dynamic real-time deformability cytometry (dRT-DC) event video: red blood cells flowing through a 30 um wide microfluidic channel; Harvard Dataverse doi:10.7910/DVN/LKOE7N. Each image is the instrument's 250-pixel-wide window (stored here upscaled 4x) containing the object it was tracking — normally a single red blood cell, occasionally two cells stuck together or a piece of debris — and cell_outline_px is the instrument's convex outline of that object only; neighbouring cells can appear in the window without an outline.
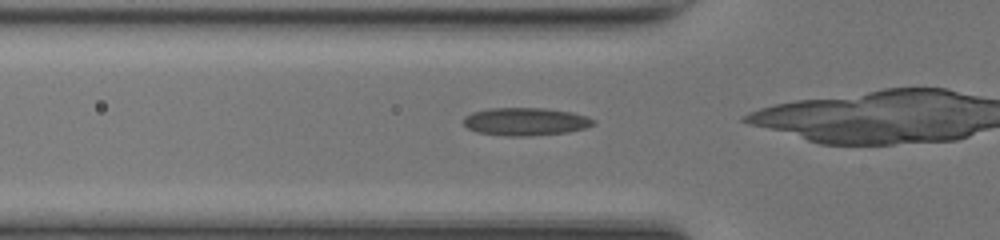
{"species": "common noctule bat (a hibernating species)", "species_latin": "Nyctalus noctula", "temperature_condition": "room temperature", "stored_images_in_passage": 35, "camera_frame_rate_fps": 3000, "um_per_image_px": 0.085, "animal": {"sex": "female", "body_mass_g": 17.0, "forearm_length_mm": 48.0}, "frame": {"image": 1, "passage_image": 13, "time_ms": 4.0, "image_size_px": [1000, 240], "cell_outline_px": [[596, 124], [584, 128], [568, 132], [528, 136], [504, 136], [476, 132], [468, 128], [464, 124], [464, 116], [472, 112], [488, 108], [544, 108], [572, 112], [596, 120]], "centroid_in_image_um": [44.65, 10.33], "position_along_channel_um": 81.1, "area_um2": 21.15}}
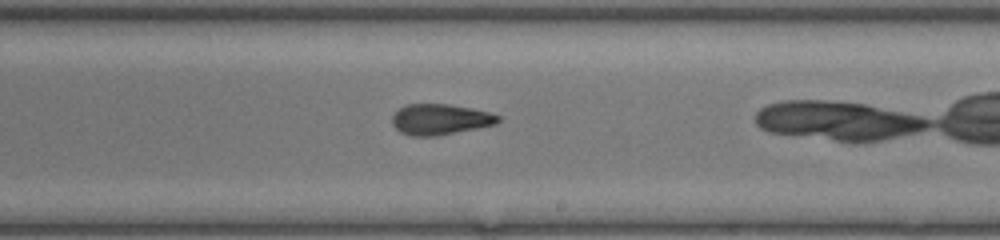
{"frame": {"image": 2, "passage_image": 25, "time_ms": 8.0, "image_size_px": [1000, 240], "cell_outline_px": [[500, 120], [496, 124], [436, 136], [412, 136], [400, 132], [392, 124], [392, 116], [404, 104], [448, 104], [472, 108], [488, 112], [500, 116]], "centroid_in_image_um": [37.39, 10.14], "position_along_channel_um": 251.6, "area_um2": 18.9}}
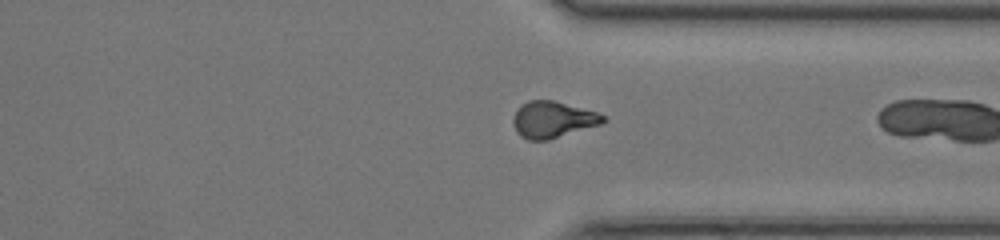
{"frame": {"image": 3, "passage_image": 33, "time_ms": 10.667, "image_size_px": [1000, 240], "cell_outline_px": [[608, 120], [600, 124], [548, 140], [528, 140], [520, 136], [516, 132], [512, 120], [520, 104], [528, 100], [552, 100], [596, 112], [604, 116]], "centroid_in_image_um": [46.95, 10.17], "position_along_channel_um": 364.5, "area_um2": 18.96}}